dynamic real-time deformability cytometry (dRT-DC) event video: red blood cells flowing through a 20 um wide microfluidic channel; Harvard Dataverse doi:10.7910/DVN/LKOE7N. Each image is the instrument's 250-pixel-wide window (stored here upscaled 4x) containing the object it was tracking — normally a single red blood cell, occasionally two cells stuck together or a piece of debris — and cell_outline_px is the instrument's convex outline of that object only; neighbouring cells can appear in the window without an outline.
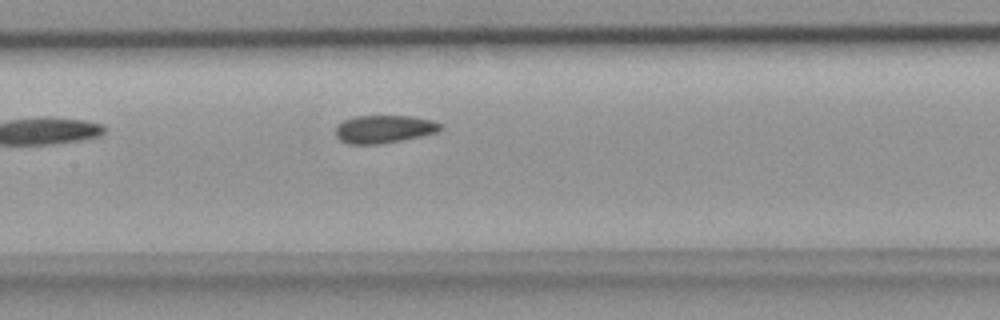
{"species": "common noctule bat (a hibernating species)", "species_latin": "Nyctalus noctula", "temperature_condition": "room temperature", "stored_images_in_passage": 7, "camera_frame_rate_fps": 3000, "um_per_image_px": 0.085, "animal": {"sex": "female", "body_mass_g": 18.4}, "frame": {"image": 1, "passage_image": 7, "time_ms": 2.0, "image_size_px": [1000, 320], "cell_outline_px": [[444, 128], [436, 132], [420, 136], [400, 140], [376, 144], [348, 144], [340, 140], [336, 136], [336, 128], [344, 120], [356, 116], [412, 116], [432, 120], [444, 124]], "centroid_in_image_um": [32.68, 10.96], "position_along_channel_um": 174.7, "area_um2": 16.94}}